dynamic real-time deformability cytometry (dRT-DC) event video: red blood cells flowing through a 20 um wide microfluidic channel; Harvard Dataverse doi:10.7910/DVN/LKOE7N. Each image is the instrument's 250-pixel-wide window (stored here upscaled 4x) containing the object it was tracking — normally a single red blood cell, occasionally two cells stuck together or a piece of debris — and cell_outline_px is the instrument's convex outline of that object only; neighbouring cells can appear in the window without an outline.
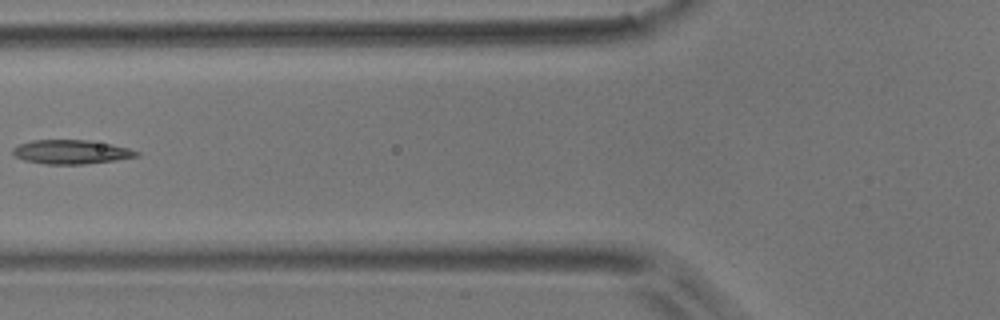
{"species": "common noctule bat (a hibernating species)", "species_latin": "Nyctalus noctula", "temperature_condition": "room temperature", "stored_images_in_passage": 5, "camera_frame_rate_fps": 3000, "um_per_image_px": 0.085, "animal": {"sex": "male", "body_mass_g": 17.9}, "frame": {"image": 1, "passage_image": 5, "time_ms": 4.667, "image_size_px": [1000, 320], "cell_outline_px": [[140, 156], [116, 160], [84, 164], [44, 164], [24, 160], [16, 156], [12, 152], [12, 148], [20, 144], [32, 140], [88, 140], [112, 144], [128, 148], [140, 152]], "centroid_in_image_um": [6.07, 12.91], "position_along_channel_um": 119.7, "area_um2": 17.34}}